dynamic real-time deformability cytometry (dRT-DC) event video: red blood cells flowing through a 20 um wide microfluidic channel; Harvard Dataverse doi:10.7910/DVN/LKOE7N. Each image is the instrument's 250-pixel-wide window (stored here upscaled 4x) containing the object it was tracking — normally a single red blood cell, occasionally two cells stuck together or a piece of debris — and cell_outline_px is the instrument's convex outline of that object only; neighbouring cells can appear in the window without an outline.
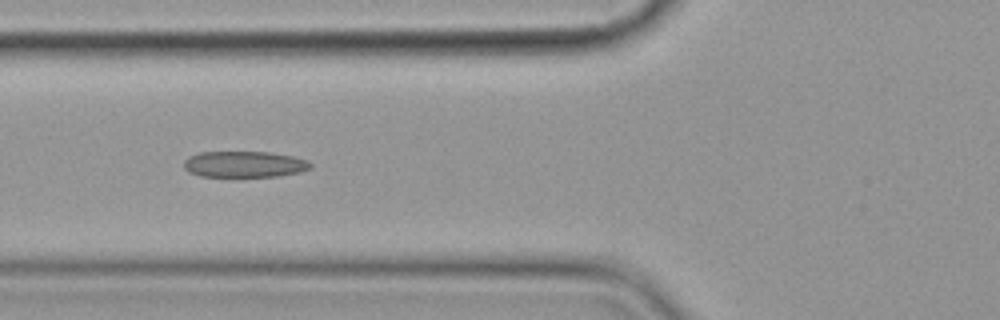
{"species": "common noctule bat (a hibernating species)", "species_latin": "Nyctalus noctula", "temperature_condition": "cold", "stored_images_in_passage": 11, "camera_frame_rate_fps": 3000, "um_per_image_px": 0.085, "animal": {"sex": "female", "body_mass_g": 19.9}, "frame": {"image": 1, "passage_image": 2, "time_ms": 1.333, "image_size_px": [1000, 320], "cell_outline_px": [[312, 164], [308, 168], [300, 172], [276, 176], [200, 176], [188, 172], [184, 168], [184, 160], [188, 156], [200, 152], [268, 152], [292, 156], [308, 160]], "centroid_in_image_um": [20.73, 13.95], "position_along_channel_um": 105.1, "area_um2": 19.19}}
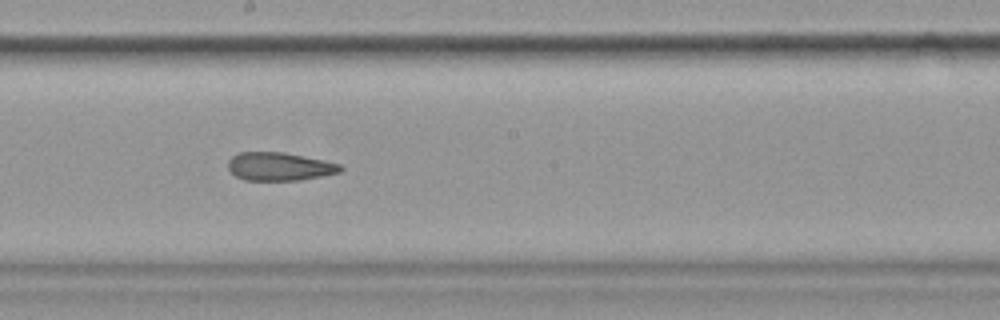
{"frame": {"image": 2, "passage_image": 5, "time_ms": 4.667, "image_size_px": [1000, 320], "cell_outline_px": [[344, 168], [340, 172], [300, 180], [244, 180], [236, 176], [228, 168], [228, 160], [232, 156], [240, 152], [284, 152], [340, 164]], "centroid_in_image_um": [23.73, 14.15], "position_along_channel_um": 224.5, "area_um2": 18.32}}
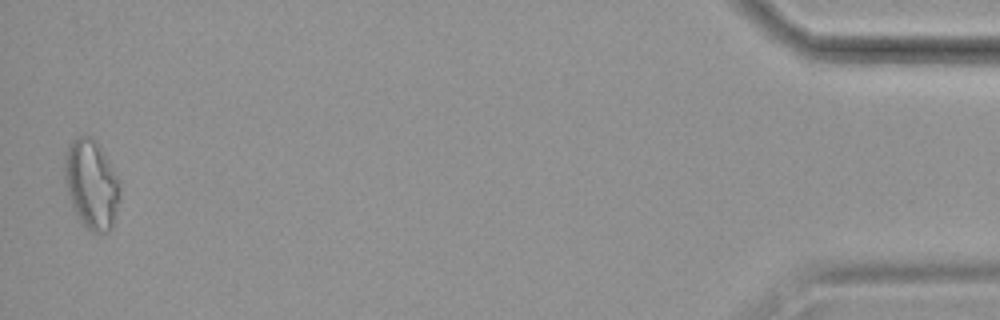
{"frame": {"image": 3, "passage_image": 11, "time_ms": 12.667, "image_size_px": [1000, 320], "cell_outline_px": [[120, 200], [112, 228], [108, 232], [92, 232], [80, 224], [72, 204], [64, 180], [64, 156], [72, 140], [76, 136], [92, 136], [96, 140], [120, 180]], "centroid_in_image_um": [7.78, 15.68], "position_along_channel_um": 427.4, "area_um2": 29.07}, "authors_computed_cell_mechanics": {"area_um2": 19.1896, "velocity_mm_per_s": 3.5934, "shape_relaxation_time_tau1_ms": 4.9723, "shape_relaxation_time_tau2_ms": 3.7453, "deformation_change_tau1": 0.1393, "deformation_change_tau2": 0.1264}}